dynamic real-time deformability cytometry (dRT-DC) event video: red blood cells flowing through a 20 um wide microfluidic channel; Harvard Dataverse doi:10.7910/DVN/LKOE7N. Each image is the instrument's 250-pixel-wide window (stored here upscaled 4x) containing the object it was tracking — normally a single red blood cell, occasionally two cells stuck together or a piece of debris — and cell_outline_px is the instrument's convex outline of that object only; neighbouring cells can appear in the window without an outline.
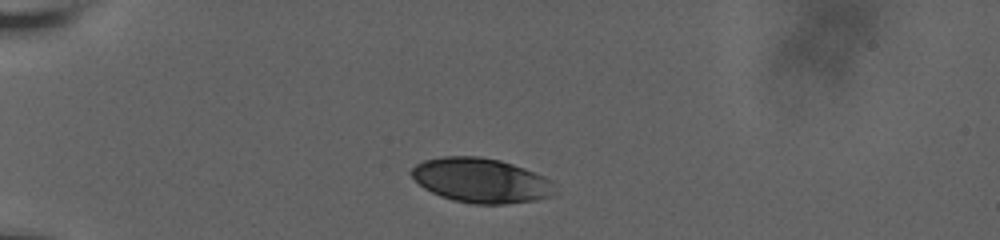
{"species": "human", "species_latin": "Homo sapiens", "temperature_condition": "room temperature", "stored_images_in_passage": 15, "camera_frame_rate_fps": 3000, "um_per_image_px": 0.085, "donor": {"sex": "male"}, "frame": {"image": 1, "passage_image": 1, "time_ms": 0.0, "image_size_px": [1000, 240], "cell_outline_px": [[556, 196], [536, 200], [504, 204], [472, 204], [452, 200], [440, 196], [424, 188], [408, 172], [416, 164], [424, 160], [444, 156], [480, 156], [500, 160], [524, 168], [544, 176], [552, 180]], "centroid_in_image_um": [40.9, 15.34], "position_along_channel_um": 44.1, "area_um2": 37.51}}
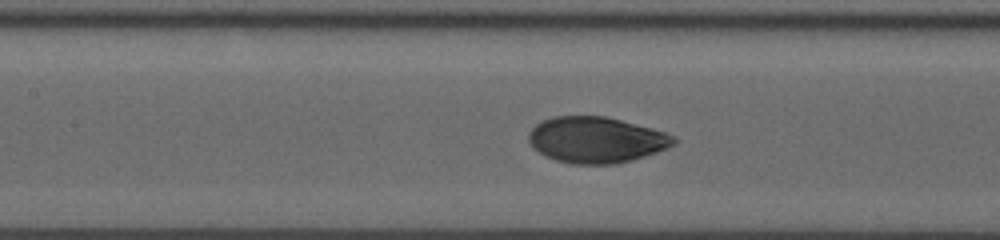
{"frame": {"image": 2, "passage_image": 9, "time_ms": 4.333, "image_size_px": [1000, 240], "cell_outline_px": [[680, 140], [676, 144], [668, 148], [644, 156], [616, 164], [572, 164], [556, 160], [544, 156], [532, 148], [528, 140], [528, 132], [536, 124], [552, 116], [604, 116], [652, 128], [676, 136]], "centroid_in_image_um": [50.67, 11.89], "position_along_channel_um": 156.7, "area_um2": 39.13}}
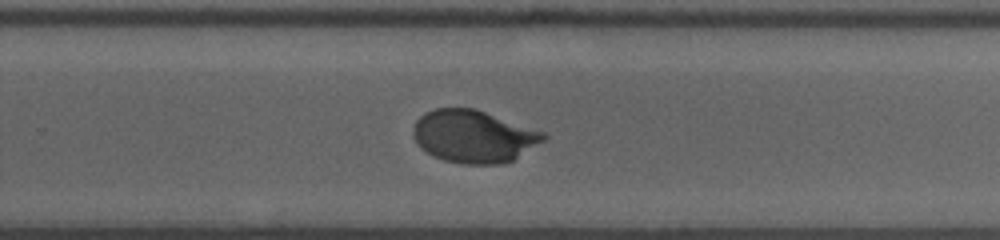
{"frame": {"image": 3, "passage_image": 15, "time_ms": 8.0, "image_size_px": [1000, 240], "cell_outline_px": [[548, 136], [544, 140], [512, 160], [504, 164], [464, 164], [444, 160], [432, 156], [416, 140], [412, 132], [416, 120], [424, 112], [436, 108], [476, 108], [544, 132]], "centroid_in_image_um": [40.26, 11.58], "position_along_channel_um": 289.5, "area_um2": 39.65}}